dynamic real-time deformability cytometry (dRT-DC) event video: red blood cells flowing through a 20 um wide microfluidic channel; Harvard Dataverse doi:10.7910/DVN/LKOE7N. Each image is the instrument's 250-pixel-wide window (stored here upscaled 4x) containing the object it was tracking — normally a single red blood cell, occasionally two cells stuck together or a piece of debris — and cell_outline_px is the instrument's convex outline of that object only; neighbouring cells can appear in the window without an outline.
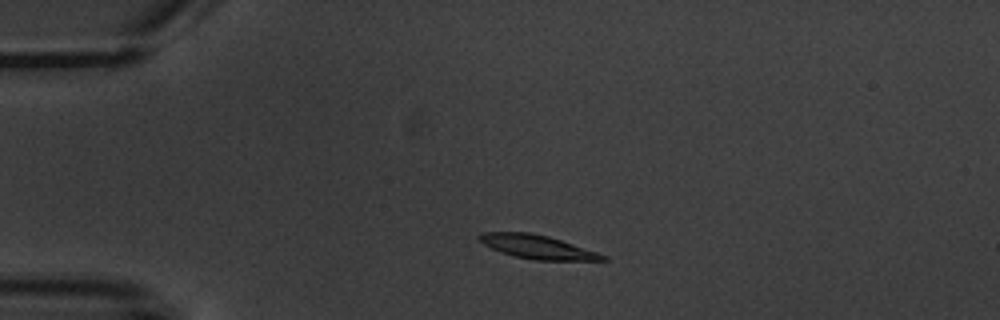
{"species": "common noctule bat (a hibernating species)", "species_latin": "Nyctalus noctula", "temperature_condition": "warm", "stored_images_in_passage": 4, "camera_frame_rate_fps": 3000, "um_per_image_px": 0.085, "animal": {"sex": "male", "body_mass_g": 20.1, "forearm_length_mm": 53.5}, "frame": {"image": 1, "passage_image": 2, "time_ms": 1.333, "image_size_px": [1000, 320], "cell_outline_px": [[608, 260], [532, 260], [500, 252], [484, 244], [476, 236], [480, 232], [528, 232], [548, 236], [608, 256]], "centroid_in_image_um": [45.63, 20.98], "position_along_channel_um": 39.4, "area_um2": 16.82}}
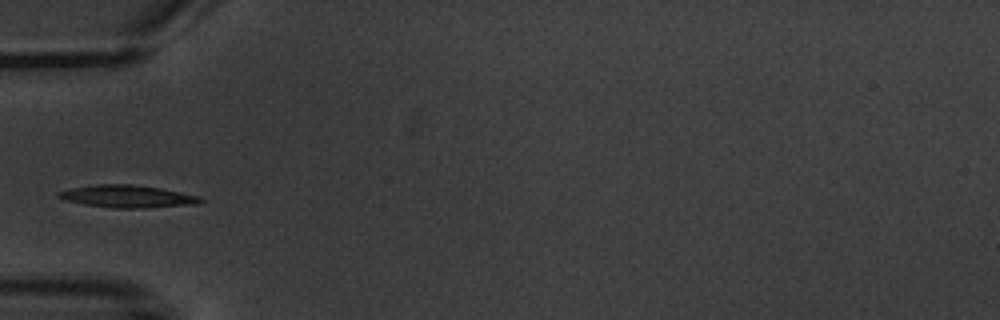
{"frame": {"image": 2, "passage_image": 4, "time_ms": 3.333, "image_size_px": [1000, 320], "cell_outline_px": [[204, 200], [196, 204], [148, 208], [112, 208], [84, 204], [68, 200], [56, 196], [56, 192], [72, 188], [96, 184], [132, 184], [160, 188], [200, 196]], "centroid_in_image_um": [10.85, 16.69], "position_along_channel_um": 74.2, "area_um2": 18.5}}